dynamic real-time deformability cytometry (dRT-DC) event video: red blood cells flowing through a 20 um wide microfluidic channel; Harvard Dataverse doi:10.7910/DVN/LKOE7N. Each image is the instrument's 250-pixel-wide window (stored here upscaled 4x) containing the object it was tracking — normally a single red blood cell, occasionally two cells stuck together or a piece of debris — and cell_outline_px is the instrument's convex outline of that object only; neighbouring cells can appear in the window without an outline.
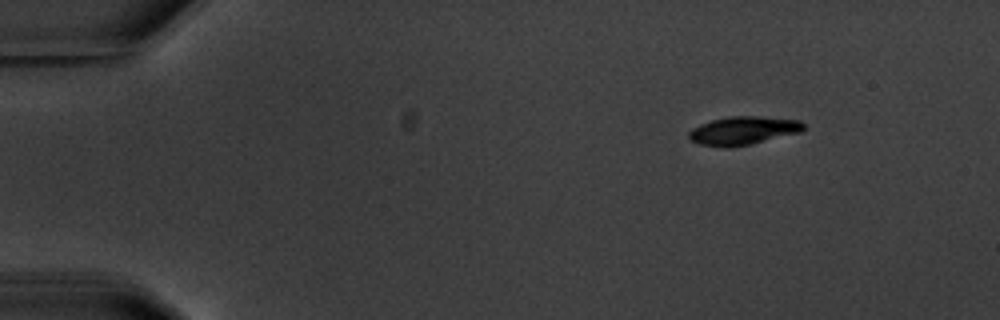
{"species": "common noctule bat (a hibernating species)", "species_latin": "Nyctalus noctula", "temperature_condition": "warm", "stored_images_in_passage": 4, "camera_frame_rate_fps": 3000, "um_per_image_px": 0.085, "animal": {"sex": "male", "body_mass_g": 20.1, "forearm_length_mm": 53.5}, "frame": {"image": 1, "passage_image": 1, "time_ms": 0.0, "image_size_px": [1000, 320], "cell_outline_px": [[804, 128], [800, 132], [752, 144], [728, 148], [724, 148], [700, 144], [688, 140], [688, 132], [692, 128], [700, 124], [712, 120], [728, 116], [760, 116], [800, 120], [804, 124]], "centroid_in_image_um": [63.13, 11.11], "position_along_channel_um": 21.9, "area_um2": 19.13}}